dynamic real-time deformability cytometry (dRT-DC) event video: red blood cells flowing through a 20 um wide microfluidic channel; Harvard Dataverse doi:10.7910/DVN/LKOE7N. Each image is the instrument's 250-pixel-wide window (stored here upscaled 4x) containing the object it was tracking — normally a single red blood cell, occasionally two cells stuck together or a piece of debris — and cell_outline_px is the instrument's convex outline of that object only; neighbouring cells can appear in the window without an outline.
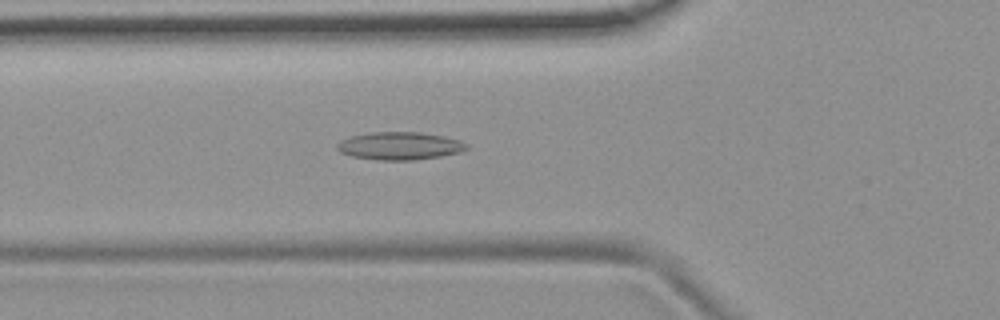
{"species": "common noctule bat (a hibernating species)", "species_latin": "Nyctalus noctula", "temperature_condition": "room temperature", "stored_images_in_passage": 53, "camera_frame_rate_fps": 3000, "um_per_image_px": 0.085, "animal": {"sex": "female", "body_mass_g": 19.9}, "frame": {"image": 1, "passage_image": 19, "time_ms": 6.0, "image_size_px": [1000, 320], "cell_outline_px": [[468, 148], [460, 152], [440, 156], [412, 160], [376, 160], [352, 156], [340, 152], [336, 148], [336, 144], [340, 140], [352, 136], [372, 132], [420, 132], [444, 136], [460, 140], [468, 144]], "centroid_in_image_um": [33.97, 12.4], "position_along_channel_um": 91.8, "area_um2": 20.98}}
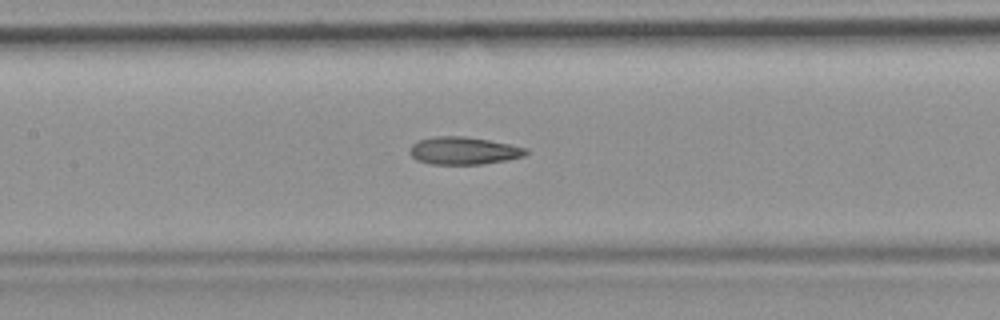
{"frame": {"image": 2, "passage_image": 25, "time_ms": 8.0, "image_size_px": [1000, 320], "cell_outline_px": [[528, 152], [524, 156], [508, 160], [480, 164], [432, 164], [416, 160], [408, 152], [408, 148], [412, 144], [420, 140], [432, 136], [464, 136], [488, 140], [528, 148]], "centroid_in_image_um": [39.38, 12.81], "position_along_channel_um": 168.0, "area_um2": 18.73}}
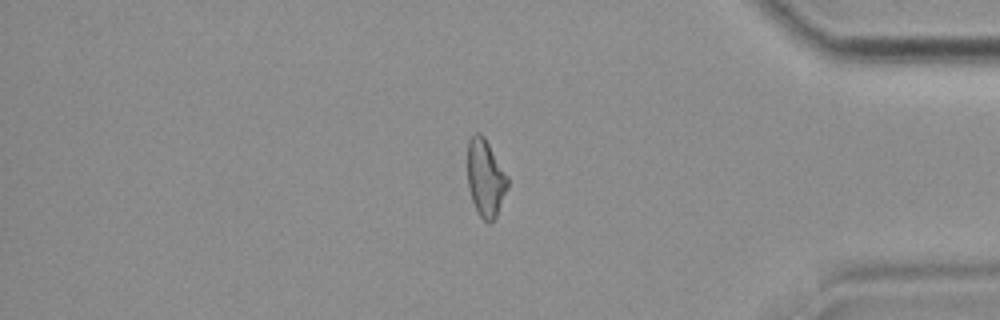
{"frame": {"image": 3, "passage_image": 45, "time_ms": 14.667, "image_size_px": [1000, 320], "cell_outline_px": [[508, 188], [496, 216], [488, 224], [476, 212], [468, 188], [468, 140], [476, 132], [480, 132], [484, 136], [508, 176]], "centroid_in_image_um": [41.26, 15.13], "position_along_channel_um": 393.9, "area_um2": 18.09}, "authors_computed_cell_mechanics": {"area_um2": 18.8428, "velocity_mm_per_s": 3.7843, "shape_relaxation_time_tau1_ms": null, "shape_relaxation_time_tau2_ms": 4.3543, "deformation_change_tau1": null, "deformation_change_tau2": 0.1354}}